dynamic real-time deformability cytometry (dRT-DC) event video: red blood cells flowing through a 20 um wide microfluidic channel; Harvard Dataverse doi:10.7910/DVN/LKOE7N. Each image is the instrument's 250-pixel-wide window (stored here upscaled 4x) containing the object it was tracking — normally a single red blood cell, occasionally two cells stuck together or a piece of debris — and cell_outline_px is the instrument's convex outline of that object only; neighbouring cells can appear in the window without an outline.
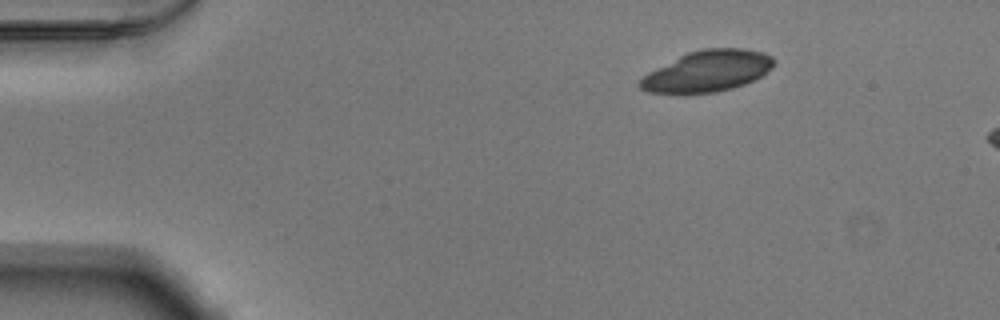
{"species": "Egyptian fruit bat (a non-hibernating species)", "species_latin": "Rousettus aegyptiacus", "temperature_condition": "warm", "stored_images_in_passage": 7, "camera_frame_rate_fps": 3000, "um_per_image_px": 0.085, "animal": {"sex": "male"}, "frame": {"image": 1, "passage_image": 1, "time_ms": 0.0, "image_size_px": [1000, 320], "cell_outline_px": [[776, 60], [772, 68], [760, 76], [744, 84], [732, 88], [716, 92], [648, 92], [640, 88], [636, 84], [648, 72], [688, 52], [704, 48], [744, 48], [764, 52], [772, 56]], "centroid_in_image_um": [60.17, 6.02], "position_along_channel_um": 24.8, "area_um2": 31.73}}